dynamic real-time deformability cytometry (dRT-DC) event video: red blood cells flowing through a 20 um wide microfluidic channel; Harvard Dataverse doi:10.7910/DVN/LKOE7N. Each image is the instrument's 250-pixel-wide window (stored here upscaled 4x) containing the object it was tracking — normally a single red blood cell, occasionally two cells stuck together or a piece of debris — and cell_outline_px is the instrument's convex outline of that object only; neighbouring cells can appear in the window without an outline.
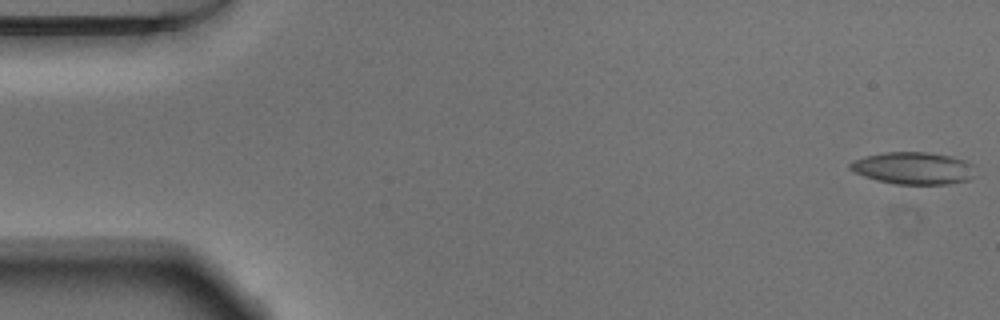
{"species": "Egyptian fruit bat (a non-hibernating species)", "species_latin": "Rousettus aegyptiacus", "temperature_condition": "warm", "stored_images_in_passage": 53, "camera_frame_rate_fps": 3000, "um_per_image_px": 0.085, "animal": {"sex": "male"}, "frame": {"image": 1, "passage_image": 1, "time_ms": 0.0, "image_size_px": [1000, 320], "cell_outline_px": [[976, 176], [968, 180], [948, 184], [896, 184], [876, 180], [864, 176], [848, 168], [848, 164], [852, 160], [884, 152], [928, 152], [952, 156], [964, 160], [972, 164]], "centroid_in_image_um": [77.66, 14.29], "position_along_channel_um": 7.3, "area_um2": 23.58}}
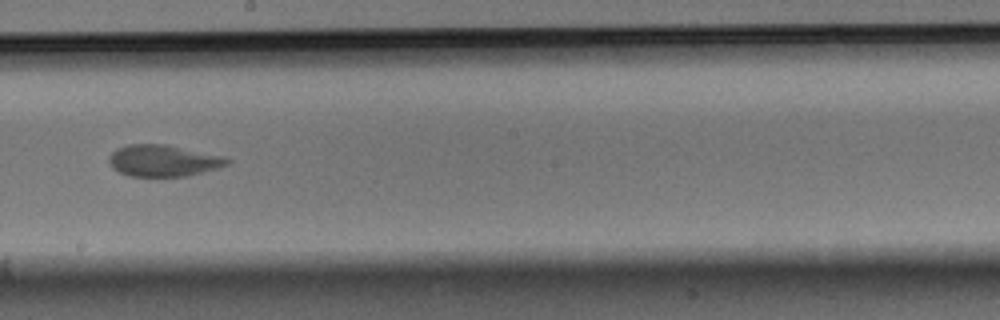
{"frame": {"image": 2, "passage_image": 30, "time_ms": 9.667, "image_size_px": [1000, 320], "cell_outline_px": [[232, 160], [228, 164], [216, 168], [188, 176], [128, 176], [120, 172], [108, 160], [108, 156], [116, 148], [128, 144], [168, 144], [228, 156]], "centroid_in_image_um": [13.94, 13.63], "position_along_channel_um": 234.3, "area_um2": 21.96}}
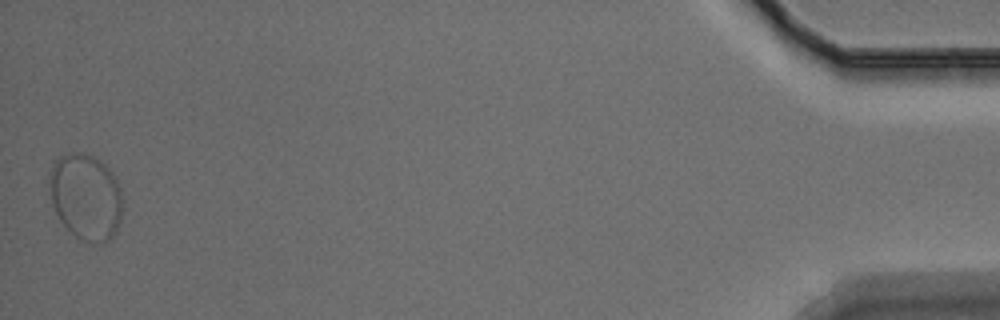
{"frame": {"image": 3, "passage_image": 53, "time_ms": 17.333, "image_size_px": [1000, 320], "cell_outline_px": [[120, 220], [116, 232], [104, 244], [80, 240], [60, 220], [52, 204], [52, 164], [60, 156], [68, 152], [84, 152], [100, 160], [112, 172], [120, 188]], "centroid_in_image_um": [7.31, 16.72], "position_along_channel_um": 427.9, "area_um2": 36.07}}